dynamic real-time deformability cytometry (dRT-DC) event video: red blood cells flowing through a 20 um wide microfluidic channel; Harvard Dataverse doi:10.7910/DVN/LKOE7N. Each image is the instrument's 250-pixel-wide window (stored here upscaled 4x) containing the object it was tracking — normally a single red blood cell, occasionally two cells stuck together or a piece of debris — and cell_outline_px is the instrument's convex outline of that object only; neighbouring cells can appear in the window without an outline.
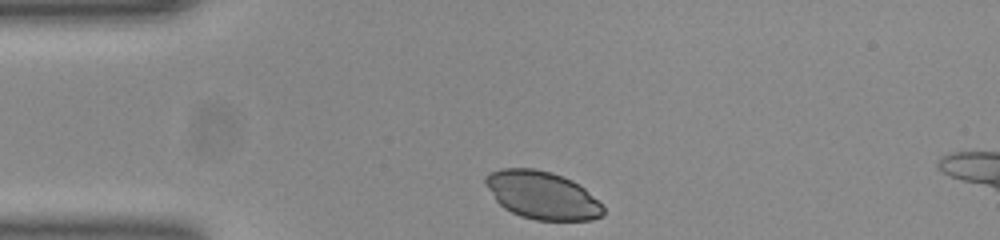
{"species": "common noctule bat (a hibernating species)", "species_latin": "Nyctalus noctula", "temperature_condition": "room temperature", "stored_images_in_passage": 31, "camera_frame_rate_fps": 3000, "um_per_image_px": 0.085, "animal": {"sex": "female", "body_mass_g": 23.0, "forearm_length_mm": 53.4}, "frame": {"image": 1, "passage_image": 1, "time_ms": 0.0, "image_size_px": [1000, 240], "cell_outline_px": [[604, 212], [600, 216], [592, 220], [536, 220], [520, 216], [504, 208], [496, 200], [484, 184], [484, 180], [492, 172], [504, 168], [532, 168], [552, 172], [572, 180], [584, 188], [604, 208]], "centroid_in_image_um": [46.07, 16.59], "position_along_channel_um": 38.9, "area_um2": 32.48}}